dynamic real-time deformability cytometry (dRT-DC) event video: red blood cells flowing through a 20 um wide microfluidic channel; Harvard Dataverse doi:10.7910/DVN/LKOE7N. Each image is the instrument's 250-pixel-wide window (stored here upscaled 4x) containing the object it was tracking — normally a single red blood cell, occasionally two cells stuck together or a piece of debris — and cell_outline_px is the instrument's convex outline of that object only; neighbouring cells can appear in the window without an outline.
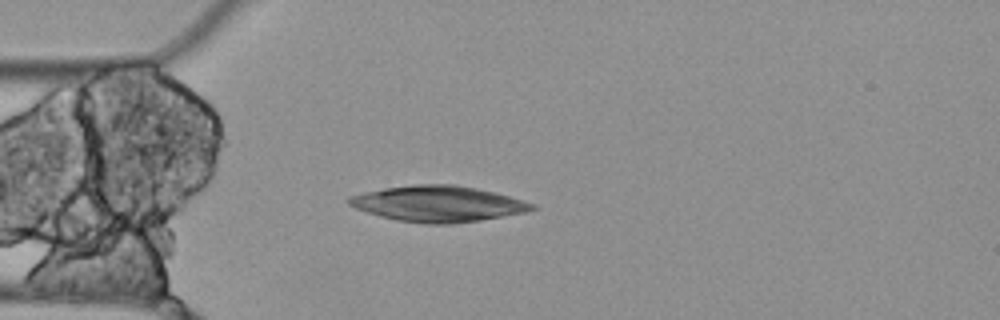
{"species": "Egyptian fruit bat (a non-hibernating species)", "species_latin": "Rousettus aegyptiacus", "temperature_condition": "cold", "stored_images_in_passage": 3, "camera_frame_rate_fps": 3000, "um_per_image_px": 0.085, "animal": {"sex": "female"}, "frame": {"image": 1, "passage_image": 3, "time_ms": 0.667, "image_size_px": [1000, 320], "cell_outline_px": [[540, 208], [524, 212], [480, 220], [452, 224], [428, 224], [396, 220], [380, 216], [356, 208], [348, 204], [344, 200], [348, 196], [364, 192], [384, 188], [416, 184], [452, 184], [476, 188], [508, 196], [536, 204]], "centroid_in_image_um": [37.21, 17.32], "position_along_channel_um": 47.8, "area_um2": 38.21}}